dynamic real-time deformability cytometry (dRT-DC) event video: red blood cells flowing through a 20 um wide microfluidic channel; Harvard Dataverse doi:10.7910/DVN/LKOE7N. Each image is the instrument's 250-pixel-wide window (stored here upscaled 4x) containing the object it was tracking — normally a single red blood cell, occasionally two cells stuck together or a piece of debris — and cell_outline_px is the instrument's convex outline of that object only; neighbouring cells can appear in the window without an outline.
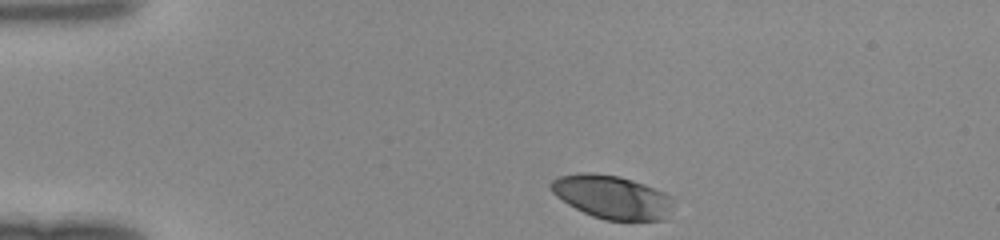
{"species": "human", "species_latin": "Homo sapiens", "temperature_condition": "room temperature", "stored_images_in_passage": 32, "camera_frame_rate_fps": 3000, "um_per_image_px": 0.085, "donor": {"sex": "female"}, "frame": {"image": 1, "passage_image": 1, "time_ms": 0.0, "image_size_px": [1000, 240], "cell_outline_px": [[672, 196], [664, 220], [604, 220], [592, 216], [568, 204], [556, 196], [548, 188], [548, 184], [552, 180], [560, 176], [580, 172], [592, 172], [620, 176], [644, 184], [664, 192]], "centroid_in_image_um": [51.94, 16.72], "position_along_channel_um": 33.1, "area_um2": 30.75}}
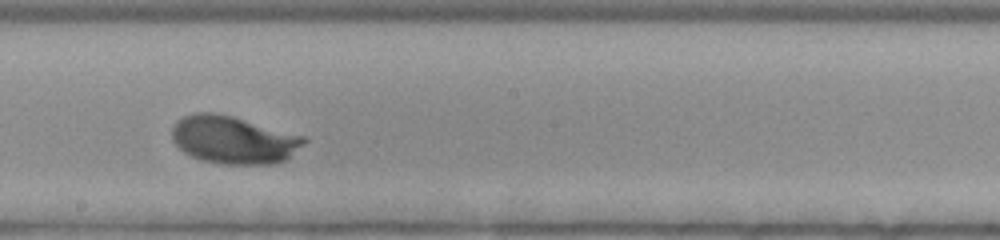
{"frame": {"image": 2, "passage_image": 19, "time_ms": 6.0, "image_size_px": [1000, 240], "cell_outline_px": [[308, 140], [288, 160], [276, 164], [224, 164], [200, 160], [184, 152], [172, 140], [172, 128], [176, 120], [184, 116], [196, 112], [216, 112], [232, 116], [308, 136]], "centroid_in_image_um": [19.9, 11.88], "position_along_channel_um": 228.3, "area_um2": 37.28}}
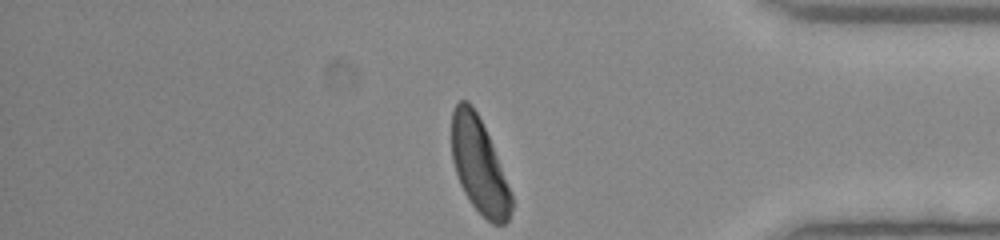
{"frame": {"image": 3, "passage_image": 32, "time_ms": 10.333, "image_size_px": [1000, 240], "cell_outline_px": [[512, 208], [508, 220], [504, 224], [492, 224], [472, 204], [464, 192], [460, 184], [452, 160], [452, 112], [456, 104], [460, 100], [468, 100], [472, 104], [488, 136], [512, 196]], "centroid_in_image_um": [40.7, 14.08], "position_along_channel_um": 394.5, "area_um2": 32.31}}